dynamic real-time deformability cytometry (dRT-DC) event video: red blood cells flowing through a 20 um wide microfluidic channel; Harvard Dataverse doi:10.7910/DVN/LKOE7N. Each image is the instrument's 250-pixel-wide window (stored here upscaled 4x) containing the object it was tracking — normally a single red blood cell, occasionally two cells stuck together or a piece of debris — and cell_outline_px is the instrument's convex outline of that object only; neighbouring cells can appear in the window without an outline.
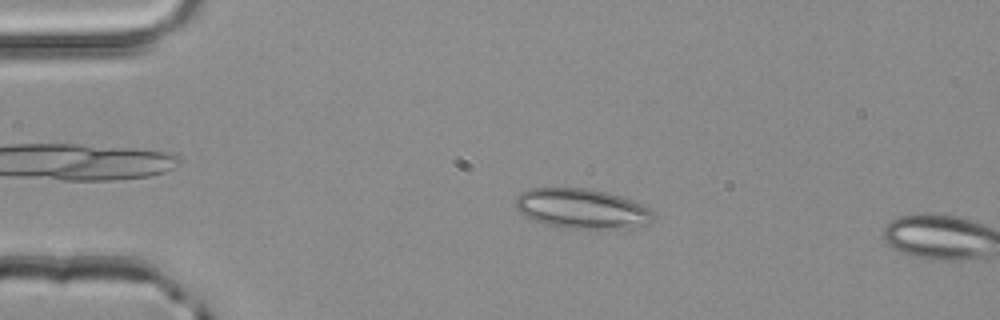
{"species": "common noctule bat (a hibernating species)", "species_latin": "Nyctalus noctula", "temperature_condition": "room temperature", "stored_images_in_passage": 4, "camera_frame_rate_fps": 3000, "um_per_image_px": 0.085, "animal": {"sex": "male", "body_mass_g": 20.4}, "frame": {"image": 1, "passage_image": 3, "time_ms": 0.667, "image_size_px": [1000, 320], "cell_outline_px": [[652, 220], [648, 224], [632, 228], [572, 228], [548, 224], [524, 216], [516, 208], [516, 196], [520, 192], [532, 188], [588, 188], [620, 196], [632, 200], [648, 208], [652, 212]], "centroid_in_image_um": [49.45, 17.72], "position_along_channel_um": 35.6, "area_um2": 31.62}}